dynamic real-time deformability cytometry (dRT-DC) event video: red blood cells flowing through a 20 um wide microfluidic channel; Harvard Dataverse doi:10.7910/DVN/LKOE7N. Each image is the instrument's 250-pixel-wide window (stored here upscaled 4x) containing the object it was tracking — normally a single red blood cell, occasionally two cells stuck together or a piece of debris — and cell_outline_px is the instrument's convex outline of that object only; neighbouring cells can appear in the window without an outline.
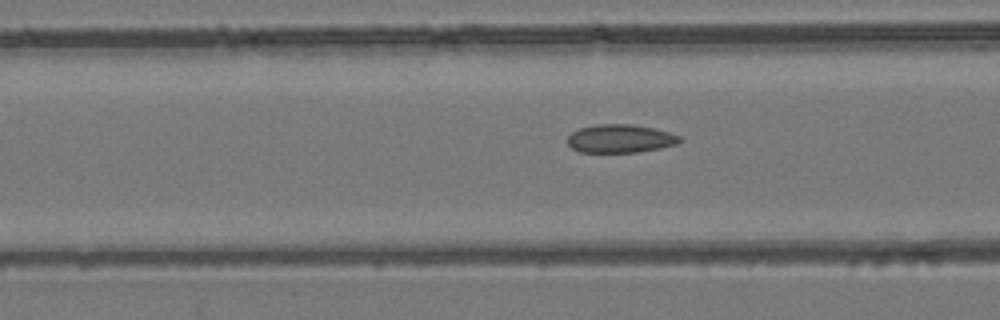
{"species": "common noctule bat (a hibernating species)", "species_latin": "Nyctalus noctula", "temperature_condition": "room temperature", "stored_images_in_passage": 48, "camera_frame_rate_fps": 3000, "um_per_image_px": 0.085, "animal": {"sex": "female", "body_mass_g": 24.6, "forearm_length_mm": 56.2}, "frame": {"image": 1, "passage_image": 15, "time_ms": 4.667, "image_size_px": [1000, 320], "cell_outline_px": [[684, 140], [676, 144], [660, 148], [636, 152], [580, 152], [572, 148], [568, 144], [568, 136], [572, 132], [580, 128], [596, 124], [632, 124], [656, 128], [680, 136]], "centroid_in_image_um": [52.74, 11.77], "position_along_channel_um": 113.9, "area_um2": 18.55}}
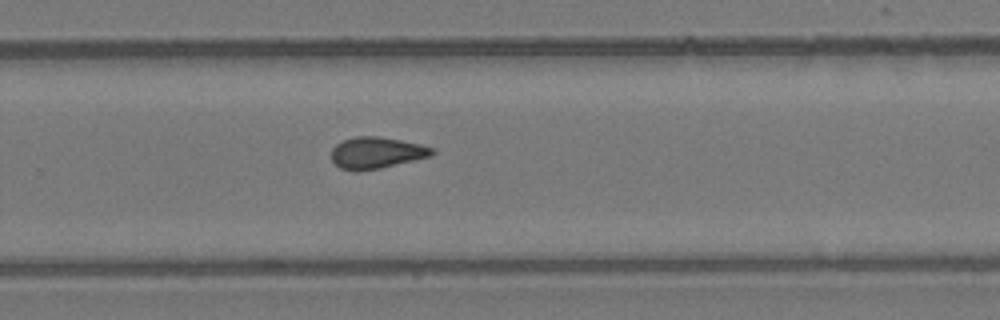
{"frame": {"image": 2, "passage_image": 29, "time_ms": 9.333, "image_size_px": [1000, 320], "cell_outline_px": [[436, 152], [432, 156], [380, 168], [356, 172], [340, 168], [332, 160], [332, 148], [336, 144], [344, 140], [356, 136], [380, 136], [420, 144], [436, 148]], "centroid_in_image_um": [32.03, 12.99], "position_along_channel_um": 297.8, "area_um2": 18.61}}
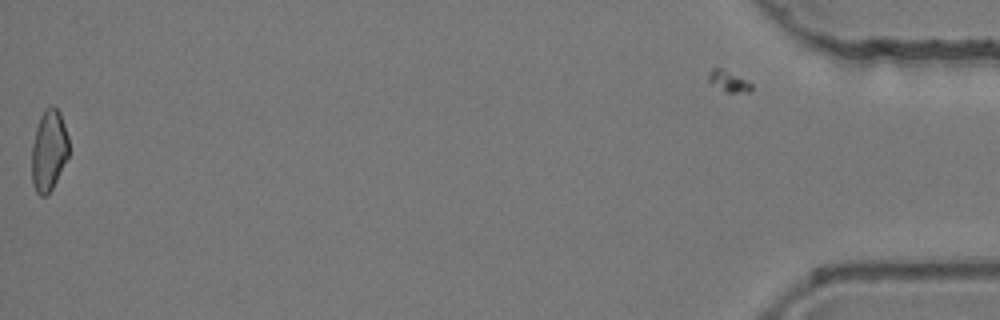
{"frame": {"image": 3, "passage_image": 47, "time_ms": 15.333, "image_size_px": [1000, 320], "cell_outline_px": [[68, 156], [52, 188], [44, 196], [40, 196], [36, 192], [32, 180], [32, 144], [36, 128], [40, 116], [44, 108], [52, 104], [60, 112], [68, 136]], "centroid_in_image_um": [4.14, 12.74], "position_along_channel_um": 431.1, "area_um2": 17.4}, "authors_computed_cell_mechanics": {"area_um2": 18.2937, "velocity_mm_per_s": 3.9453, "shape_relaxation_time_tau1_ms": null, "shape_relaxation_time_tau2_ms": 5.4661, "deformation_change_tau1": null, "deformation_change_tau2": 0.1117}}